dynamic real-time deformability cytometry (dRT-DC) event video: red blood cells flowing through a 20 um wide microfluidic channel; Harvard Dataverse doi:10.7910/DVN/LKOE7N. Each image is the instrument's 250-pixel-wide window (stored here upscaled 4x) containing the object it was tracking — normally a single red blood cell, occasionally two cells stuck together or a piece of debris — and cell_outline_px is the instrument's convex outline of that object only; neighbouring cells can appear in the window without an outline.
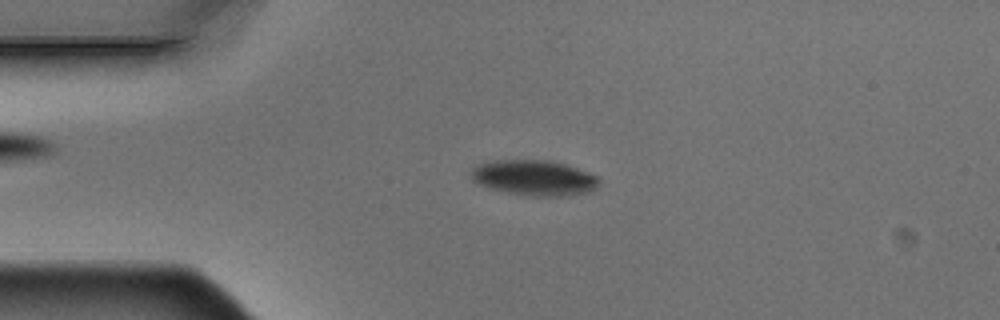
{"species": "Egyptian fruit bat (a non-hibernating species)", "species_latin": "Rousettus aegyptiacus", "temperature_condition": "warm", "stored_images_in_passage": 3, "camera_frame_rate_fps": 3000, "um_per_image_px": 0.085, "animal": {"sex": "male"}, "frame": {"image": 1, "passage_image": 3, "time_ms": 0.667, "image_size_px": [1000, 320], "cell_outline_px": [[600, 184], [592, 192], [560, 196], [532, 196], [508, 192], [492, 188], [480, 184], [472, 180], [468, 172], [476, 164], [492, 160], [552, 160], [600, 176]], "centroid_in_image_um": [45.42, 15.1], "position_along_channel_um": 39.6, "area_um2": 26.65}}